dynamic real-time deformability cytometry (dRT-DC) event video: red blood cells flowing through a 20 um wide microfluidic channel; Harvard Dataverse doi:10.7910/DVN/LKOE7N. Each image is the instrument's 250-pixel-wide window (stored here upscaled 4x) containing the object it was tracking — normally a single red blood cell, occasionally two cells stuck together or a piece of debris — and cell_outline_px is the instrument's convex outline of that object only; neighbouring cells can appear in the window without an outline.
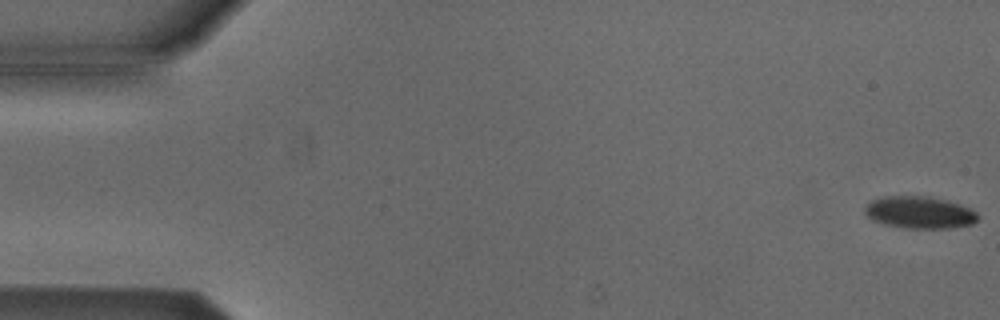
{"species": "Egyptian fruit bat (a non-hibernating species)", "species_latin": "Rousettus aegyptiacus", "temperature_condition": "cold", "stored_images_in_passage": 50, "camera_frame_rate_fps": 3000, "um_per_image_px": 0.085, "animal": {"sex": "male"}, "frame": {"image": 1, "passage_image": 1, "time_ms": 0.0, "image_size_px": [1000, 320], "cell_outline_px": [[980, 216], [972, 224], [948, 228], [908, 228], [884, 224], [872, 220], [864, 212], [864, 208], [872, 200], [884, 196], [928, 196], [948, 200], [972, 208]], "centroid_in_image_um": [78.18, 18.05], "position_along_channel_um": 6.8, "area_um2": 21.21}}
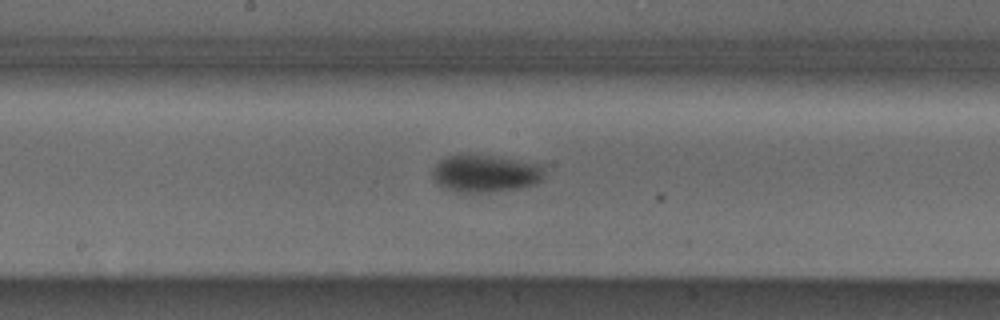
{"frame": {"image": 2, "passage_image": 28, "time_ms": 9.0, "image_size_px": [1000, 320], "cell_outline_px": [[544, 180], [536, 184], [520, 188], [464, 196], [444, 188], [436, 184], [432, 176], [432, 168], [440, 160], [448, 156], [492, 156], [544, 164]], "centroid_in_image_um": [41.26, 14.81], "position_along_channel_um": 206.9, "area_um2": 25.09}}
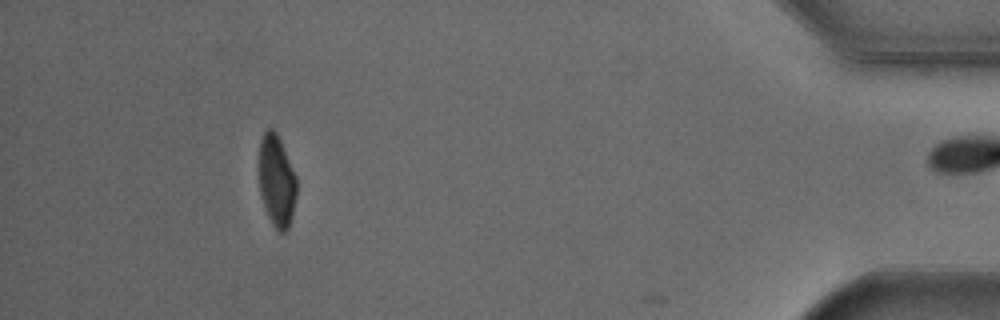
{"frame": {"image": 3, "passage_image": 49, "time_ms": 16.0, "image_size_px": [1000, 320], "cell_outline_px": [[296, 196], [292, 216], [288, 228], [284, 232], [280, 232], [272, 224], [268, 216], [260, 192], [260, 140], [264, 132], [268, 128], [272, 128], [276, 132], [280, 140], [296, 176]], "centroid_in_image_um": [23.52, 15.38], "position_along_channel_um": 411.7, "area_um2": 19.71}, "authors_computed_cell_mechanics": {"area_um2": 22.9466, "velocity_mm_per_s": 3.8517, "shape_relaxation_time_tau1_ms": 2.1063, "shape_relaxation_time_tau2_ms": null, "deformation_change_tau1": 0.096, "deformation_change_tau2": null}}